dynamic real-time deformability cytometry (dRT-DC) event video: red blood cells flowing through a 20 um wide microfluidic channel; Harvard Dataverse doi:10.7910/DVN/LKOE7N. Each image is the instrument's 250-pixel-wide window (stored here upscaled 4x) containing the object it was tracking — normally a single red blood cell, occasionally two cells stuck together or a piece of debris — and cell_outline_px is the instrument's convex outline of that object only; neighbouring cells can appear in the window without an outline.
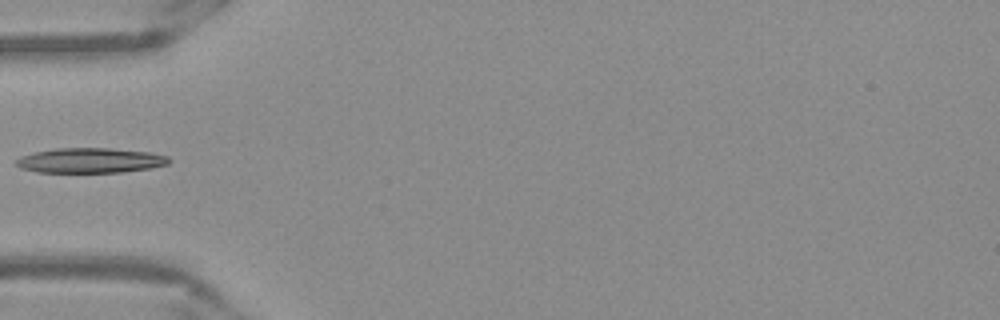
{"species": "Egyptian fruit bat (a non-hibernating species)", "species_latin": "Rousettus aegyptiacus", "temperature_condition": "warm", "stored_images_in_passage": 35, "camera_frame_rate_fps": 3000, "um_per_image_px": 0.085, "frame": {"image": 1, "passage_image": 1, "time_ms": 0.0, "image_size_px": [1000, 320], "cell_outline_px": [[172, 160], [168, 164], [152, 168], [124, 172], [36, 172], [20, 168], [12, 164], [12, 160], [20, 156], [36, 152], [56, 148], [108, 148], [148, 152], [168, 156]], "centroid_in_image_um": [7.63, 13.64], "position_along_channel_um": 77.4, "area_um2": 22.48}}
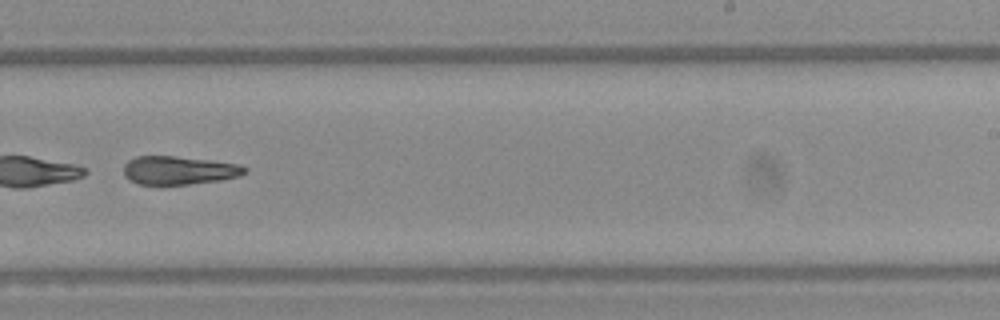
{"frame": {"image": 2, "passage_image": 16, "time_ms": 5.0, "image_size_px": [1000, 320], "cell_outline_px": [[248, 172], [240, 176], [220, 180], [188, 184], [140, 184], [124, 176], [124, 164], [128, 160], [136, 156], [176, 156], [212, 160], [240, 164], [248, 168]], "centroid_in_image_um": [15.25, 14.46], "position_along_channel_um": 273.7, "area_um2": 20.11}}